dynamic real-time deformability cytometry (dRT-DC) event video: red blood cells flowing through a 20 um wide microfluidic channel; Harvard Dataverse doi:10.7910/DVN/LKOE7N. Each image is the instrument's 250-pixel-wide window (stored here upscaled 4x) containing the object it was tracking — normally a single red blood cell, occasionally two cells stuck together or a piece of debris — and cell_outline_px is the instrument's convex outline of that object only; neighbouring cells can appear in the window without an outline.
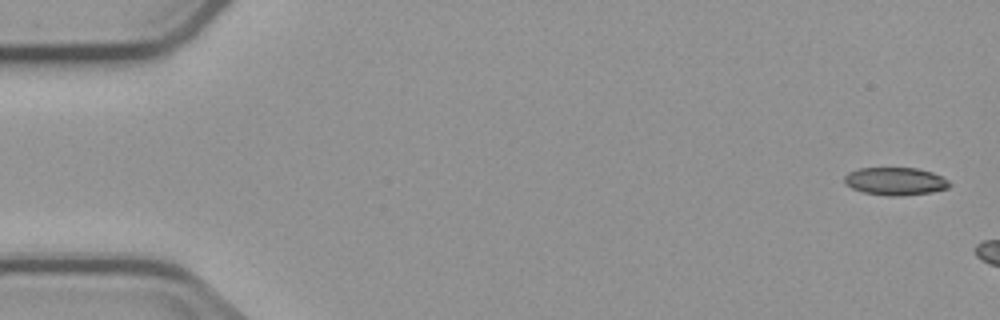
{"species": "common noctule bat (a hibernating species)", "species_latin": "Nyctalus noctula", "temperature_condition": "cold", "stored_images_in_passage": 3, "camera_frame_rate_fps": 3000, "um_per_image_px": 0.085, "animal": {"sex": "male", "body_mass_g": 23.1, "forearm_length_mm": 52.7}, "frame": {"image": 1, "passage_image": 1, "time_ms": 0.0, "image_size_px": [1000, 320], "cell_outline_px": [[952, 184], [948, 188], [932, 192], [900, 196], [888, 196], [864, 192], [852, 188], [844, 184], [844, 176], [848, 172], [860, 168], [916, 168], [932, 172], [948, 180]], "centroid_in_image_um": [76.1, 15.41], "position_along_channel_um": 8.9, "area_um2": 17.05}}